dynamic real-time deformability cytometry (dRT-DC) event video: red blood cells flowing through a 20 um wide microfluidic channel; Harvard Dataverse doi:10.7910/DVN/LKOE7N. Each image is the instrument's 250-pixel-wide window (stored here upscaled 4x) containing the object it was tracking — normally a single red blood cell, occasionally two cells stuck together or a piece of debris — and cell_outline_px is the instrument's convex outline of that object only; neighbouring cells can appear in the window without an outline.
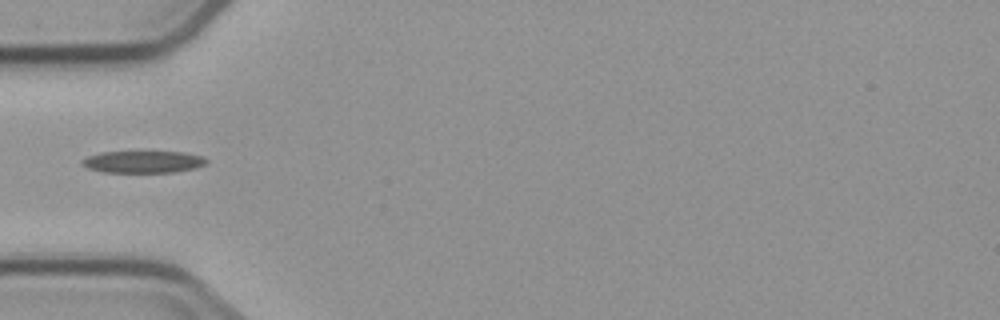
{"species": "common noctule bat (a hibernating species)", "species_latin": "Nyctalus noctula", "temperature_condition": "cold", "stored_images_in_passage": 1, "camera_frame_rate_fps": 3000, "um_per_image_px": 0.085, "animal": {"sex": "male", "body_mass_g": 23.1, "forearm_length_mm": 52.7}, "frame": {"image": 1, "passage_image": 1, "time_ms": 0.0, "image_size_px": [1000, 320], "cell_outline_px": [[208, 164], [196, 168], [172, 172], [104, 172], [88, 168], [80, 164], [80, 160], [88, 156], [100, 152], [180, 152], [204, 156], [208, 160]], "centroid_in_image_um": [12.18, 13.75], "position_along_channel_um": 72.8, "area_um2": 16.01}}